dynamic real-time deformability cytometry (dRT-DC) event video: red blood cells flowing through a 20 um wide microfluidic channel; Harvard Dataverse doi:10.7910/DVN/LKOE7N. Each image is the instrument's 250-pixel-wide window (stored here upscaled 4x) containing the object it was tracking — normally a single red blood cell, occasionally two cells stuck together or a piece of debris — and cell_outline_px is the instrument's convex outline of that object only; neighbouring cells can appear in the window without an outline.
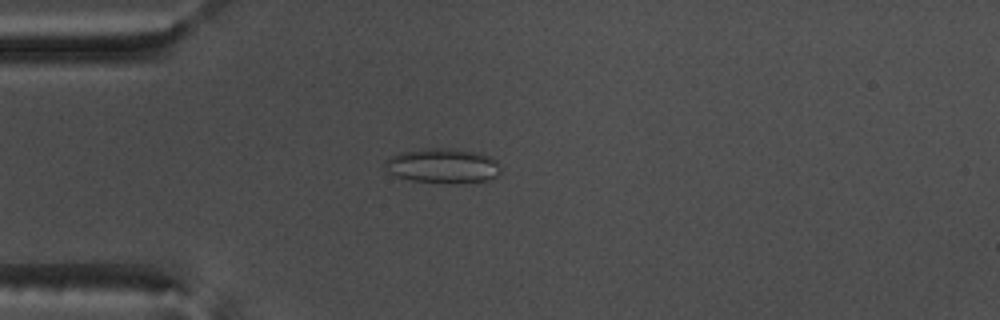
{"species": "common noctule bat (a hibernating species)", "species_latin": "Nyctalus noctula", "temperature_condition": "warm", "stored_images_in_passage": 53, "camera_frame_rate_fps": 3000, "um_per_image_px": 0.085, "animal": {"sex": "male", "body_mass_g": 17.5, "forearm_length_mm": 52.3}, "frame": {"image": 1, "passage_image": 14, "time_ms": 4.333, "image_size_px": [1000, 320], "cell_outline_px": [[500, 172], [496, 176], [488, 180], [412, 180], [396, 176], [384, 168], [384, 164], [392, 156], [400, 152], [428, 148], [440, 148], [480, 152], [496, 160], [500, 168]], "centroid_in_image_um": [37.62, 14.03], "position_along_channel_um": 47.4, "area_um2": 22.2}}
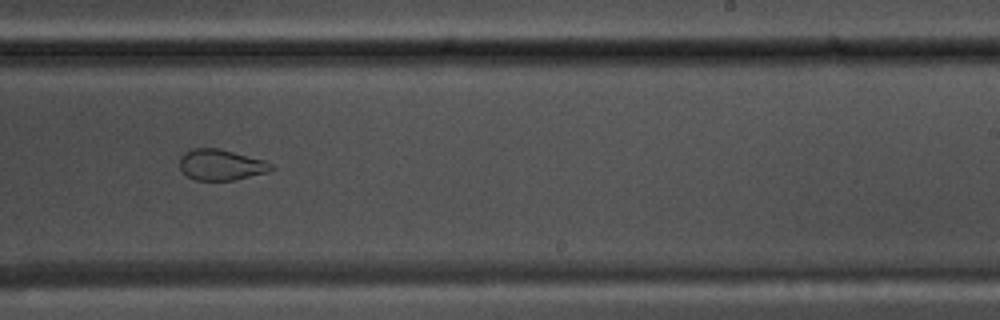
{"frame": {"image": 2, "passage_image": 33, "time_ms": 10.667, "image_size_px": [1000, 320], "cell_outline_px": [[272, 168], [268, 172], [236, 180], [196, 180], [188, 176], [180, 168], [180, 156], [188, 148], [216, 148], [264, 160], [272, 164]], "centroid_in_image_um": [18.75, 14.01], "position_along_channel_um": 270.2, "area_um2": 16.36}}
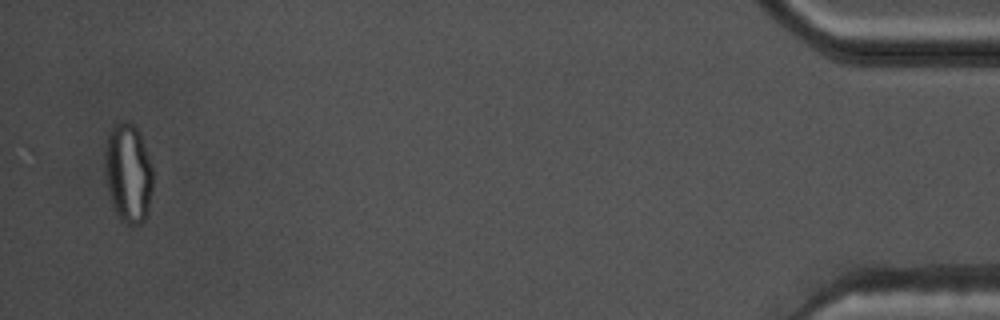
{"frame": {"image": 3, "passage_image": 52, "time_ms": 17.0, "image_size_px": [1000, 320], "cell_outline_px": [[152, 188], [148, 212], [144, 220], [140, 224], [128, 224], [120, 220], [112, 204], [104, 172], [104, 152], [108, 136], [112, 128], [116, 124], [124, 120], [128, 120], [136, 128], [140, 136], [152, 168]], "centroid_in_image_um": [10.88, 14.73], "position_along_channel_um": 424.3, "area_um2": 27.51}, "authors_computed_cell_mechanics": {"area_um2": 22.3686, "velocity_mm_per_s": 3.7647, "shape_relaxation_time_tau1_ms": null, "shape_relaxation_time_tau2_ms": 1.3205, "deformation_change_tau1": null, "deformation_change_tau2": 0.0641}}